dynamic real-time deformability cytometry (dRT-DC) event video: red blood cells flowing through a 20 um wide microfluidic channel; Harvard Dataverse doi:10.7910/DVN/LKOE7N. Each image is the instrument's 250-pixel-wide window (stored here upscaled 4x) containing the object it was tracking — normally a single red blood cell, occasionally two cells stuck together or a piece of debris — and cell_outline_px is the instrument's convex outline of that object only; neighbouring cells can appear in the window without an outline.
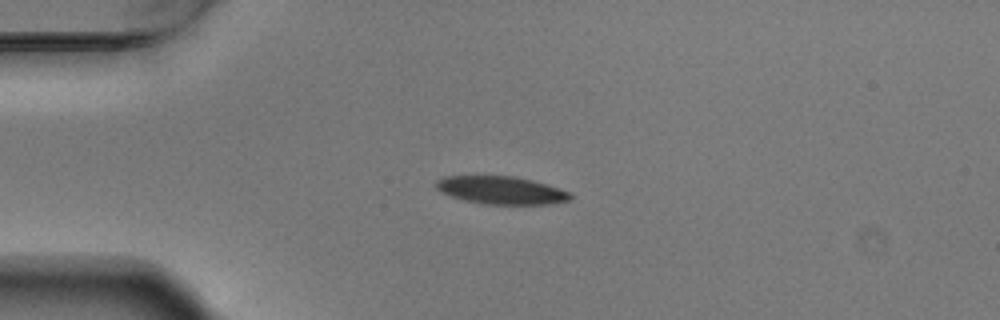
{"species": "Egyptian fruit bat (a non-hibernating species)", "species_latin": "Rousettus aegyptiacus", "temperature_condition": "warm", "stored_images_in_passage": 3, "camera_frame_rate_fps": 3000, "um_per_image_px": 0.085, "animal": {"sex": "male"}, "frame": {"image": 1, "passage_image": 2, "time_ms": 0.333, "image_size_px": [1000, 320], "cell_outline_px": [[572, 196], [568, 200], [548, 204], [480, 204], [464, 200], [440, 192], [436, 188], [436, 180], [444, 176], [512, 176], [544, 184], [568, 192]], "centroid_in_image_um": [42.51, 16.17], "position_along_channel_um": 42.5, "area_um2": 21.39}}